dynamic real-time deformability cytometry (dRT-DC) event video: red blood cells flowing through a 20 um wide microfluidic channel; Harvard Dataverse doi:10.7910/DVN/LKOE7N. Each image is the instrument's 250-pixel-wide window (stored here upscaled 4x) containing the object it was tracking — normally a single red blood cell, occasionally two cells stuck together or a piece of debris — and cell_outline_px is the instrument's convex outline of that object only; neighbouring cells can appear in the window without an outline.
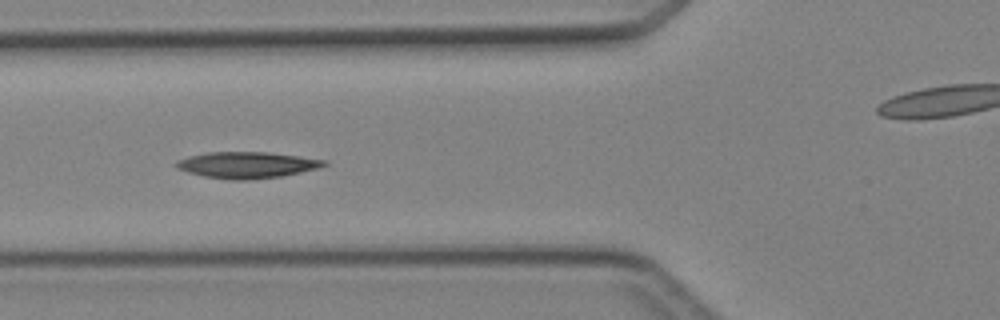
{"species": "Egyptian fruit bat (a non-hibernating species)", "species_latin": "Rousettus aegyptiacus", "temperature_condition": "cold", "stored_images_in_passage": 2, "camera_frame_rate_fps": 3000, "um_per_image_px": 0.085, "animal": {"sex": "female"}, "frame": {"image": 1, "passage_image": 2, "time_ms": 1.0, "image_size_px": [1000, 320], "cell_outline_px": [[328, 164], [316, 168], [300, 172], [280, 176], [252, 180], [232, 180], [204, 176], [188, 172], [176, 168], [176, 160], [188, 156], [208, 152], [268, 152], [300, 156], [324, 160]], "centroid_in_image_um": [20.95, 14.02], "position_along_channel_um": 104.9, "area_um2": 22.54}}